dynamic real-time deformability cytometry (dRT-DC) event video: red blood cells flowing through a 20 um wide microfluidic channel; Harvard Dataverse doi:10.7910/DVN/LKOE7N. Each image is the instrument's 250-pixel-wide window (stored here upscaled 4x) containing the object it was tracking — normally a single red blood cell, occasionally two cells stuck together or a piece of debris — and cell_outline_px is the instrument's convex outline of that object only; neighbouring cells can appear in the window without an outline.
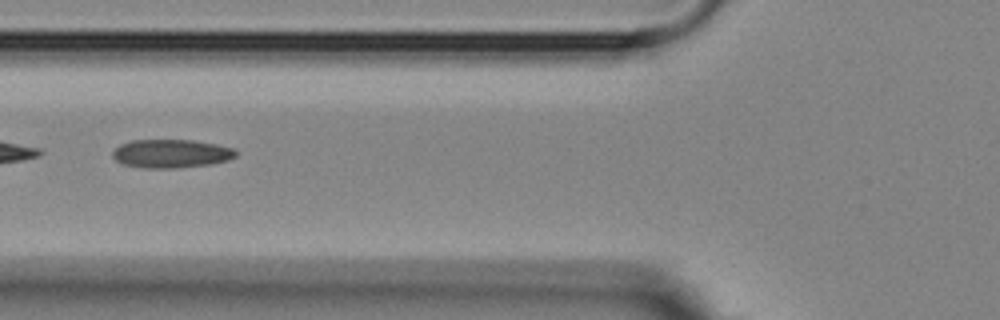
{"species": "Egyptian fruit bat (a non-hibernating species)", "species_latin": "Rousettus aegyptiacus", "temperature_condition": "room temperature", "stored_images_in_passage": 55, "segment_of_instrument_passage": [2, 2], "camera_frame_rate_fps": 3000, "um_per_image_px": 0.085, "animal": {"sex": "female"}, "frame": {"image": 1, "passage_image": 21, "time_ms": 6.667, "image_size_px": [1000, 320], "cell_outline_px": [[236, 156], [228, 160], [208, 164], [176, 168], [144, 168], [124, 164], [116, 160], [112, 156], [112, 152], [120, 144], [132, 140], [192, 140], [216, 144], [232, 148], [236, 152]], "centroid_in_image_um": [14.52, 13.05], "position_along_channel_um": 111.3, "area_um2": 20.29}}
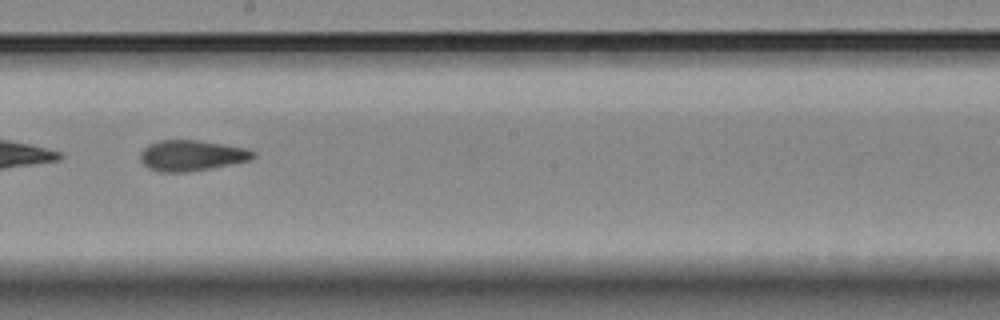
{"frame": {"image": 2, "passage_image": 31, "time_ms": 10.0, "image_size_px": [1000, 320], "cell_outline_px": [[256, 156], [252, 160], [208, 168], [184, 172], [160, 172], [148, 168], [140, 160], [140, 152], [148, 144], [160, 140], [196, 140], [244, 148], [256, 152]], "centroid_in_image_um": [16.26, 13.22], "position_along_channel_um": 231.9, "area_um2": 20.0}}
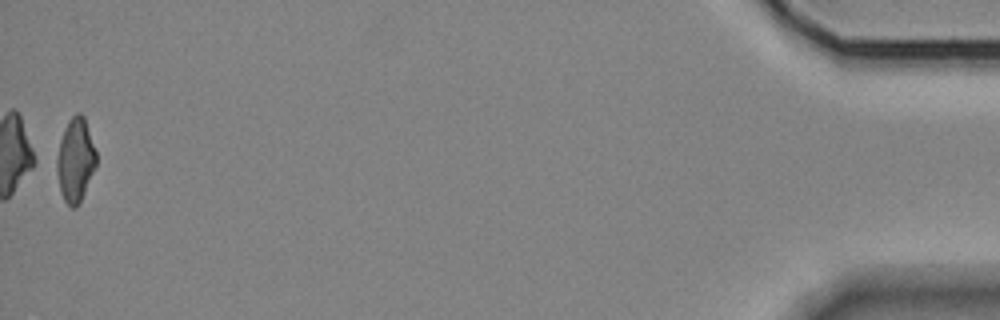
{"frame": {"image": 3, "passage_image": 55, "time_ms": 18.0, "image_size_px": [1000, 320], "cell_outline_px": [[96, 164], [80, 204], [76, 208], [72, 208], [64, 200], [60, 192], [52, 160], [64, 128], [68, 120], [76, 112], [80, 112], [84, 116], [96, 152]], "centroid_in_image_um": [6.34, 13.61], "position_along_channel_um": 428.9, "area_um2": 19.94}}